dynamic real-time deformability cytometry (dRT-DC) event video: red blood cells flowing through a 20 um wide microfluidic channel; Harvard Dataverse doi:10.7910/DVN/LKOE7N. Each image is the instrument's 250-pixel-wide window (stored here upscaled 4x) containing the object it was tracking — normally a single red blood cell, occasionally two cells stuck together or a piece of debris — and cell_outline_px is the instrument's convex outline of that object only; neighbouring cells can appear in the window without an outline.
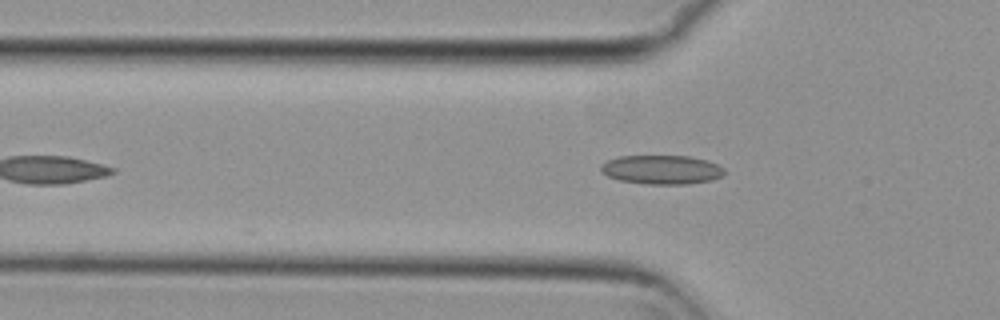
{"species": "common noctule bat (a hibernating species)", "species_latin": "Nyctalus noctula", "temperature_condition": "cold", "stored_images_in_passage": 35, "camera_frame_rate_fps": 3000, "um_per_image_px": 0.085, "animal": {"sex": "female", "body_mass_g": 29.2, "forearm_length_mm": 56.3}, "frame": {"image": 1, "passage_image": 2, "time_ms": 0.333, "image_size_px": [1000, 320], "cell_outline_px": [[724, 172], [720, 176], [708, 180], [688, 184], [648, 184], [620, 180], [608, 176], [600, 172], [600, 164], [608, 160], [620, 156], [688, 156], [708, 160], [724, 168]], "centroid_in_image_um": [56.2, 14.41], "position_along_channel_um": 69.6, "area_um2": 20.75}}
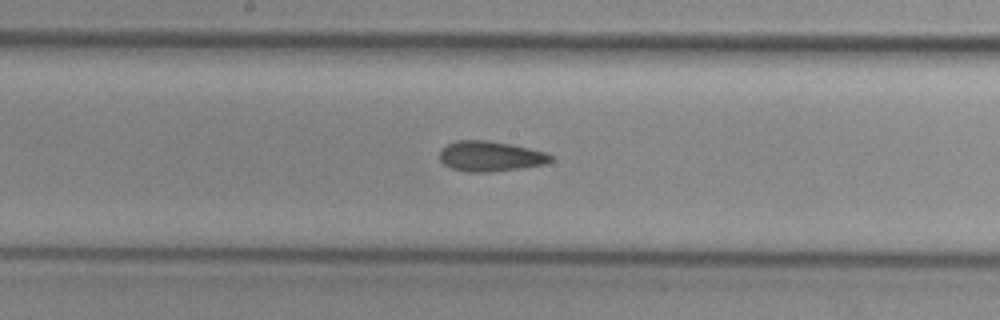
{"frame": {"image": 2, "passage_image": 13, "time_ms": 4.0, "image_size_px": [1000, 320], "cell_outline_px": [[552, 160], [544, 164], [520, 168], [488, 172], [468, 172], [452, 168], [444, 164], [440, 160], [440, 148], [456, 140], [488, 140], [512, 144], [548, 152], [552, 156]], "centroid_in_image_um": [41.68, 13.27], "position_along_channel_um": 206.5, "area_um2": 19.65}}
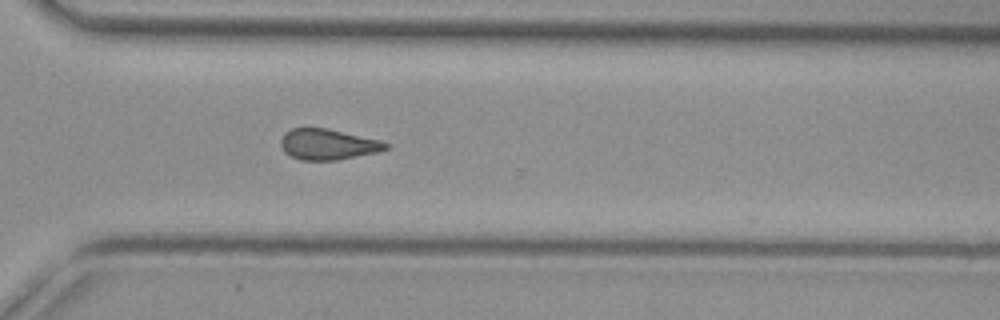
{"frame": {"image": 3, "passage_image": 24, "time_ms": 7.667, "image_size_px": [1000, 320], "cell_outline_px": [[388, 148], [380, 152], [336, 160], [300, 160], [284, 152], [280, 144], [280, 140], [284, 132], [292, 128], [328, 128], [380, 140], [388, 144]], "centroid_in_image_um": [27.86, 12.27], "position_along_channel_um": 342.7, "area_um2": 18.9}}